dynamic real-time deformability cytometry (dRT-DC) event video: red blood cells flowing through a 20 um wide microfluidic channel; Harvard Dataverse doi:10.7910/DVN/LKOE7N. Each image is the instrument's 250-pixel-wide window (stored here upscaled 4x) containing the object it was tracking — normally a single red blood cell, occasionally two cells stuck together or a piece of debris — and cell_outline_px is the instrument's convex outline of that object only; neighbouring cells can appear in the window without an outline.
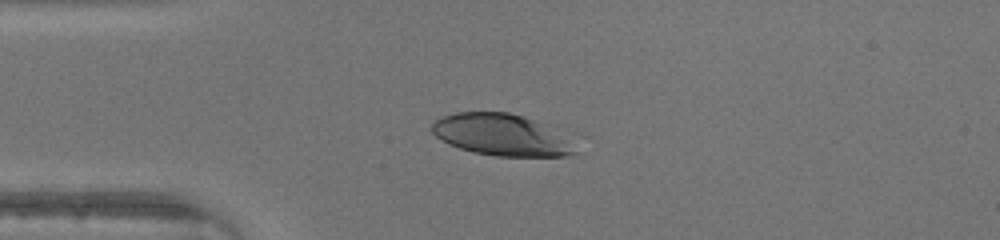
{"species": "human", "species_latin": "Homo sapiens", "temperature_condition": "warm", "stored_images_in_passage": 36, "camera_frame_rate_fps": 3000, "um_per_image_px": 0.085, "donor": {"sex": "male"}, "frame": {"image": 1, "passage_image": 1, "time_ms": 0.0, "image_size_px": [1000, 240], "cell_outline_px": [[576, 152], [568, 156], [496, 156], [472, 152], [448, 144], [436, 136], [432, 132], [432, 120], [440, 116], [456, 112], [508, 112], [524, 116], [548, 124]], "centroid_in_image_um": [42.5, 11.44], "position_along_channel_um": 42.5, "area_um2": 34.45}}
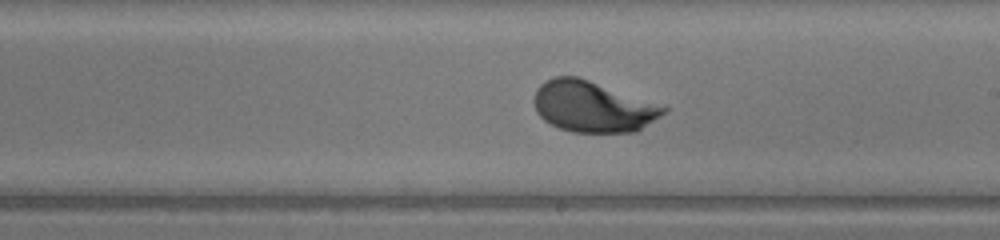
{"frame": {"image": 2, "passage_image": 16, "time_ms": 5.0, "image_size_px": [1000, 240], "cell_outline_px": [[668, 108], [660, 116], [636, 132], [572, 132], [560, 128], [544, 120], [536, 112], [532, 100], [536, 88], [544, 80], [552, 76], [576, 76], [668, 104]], "centroid_in_image_um": [50.42, 9.03], "position_along_channel_um": 238.6, "area_um2": 39.3}}
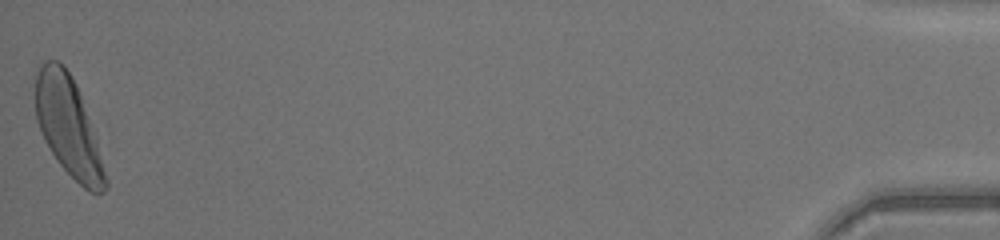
{"frame": {"image": 3, "passage_image": 36, "time_ms": 11.667, "image_size_px": [1000, 240], "cell_outline_px": [[108, 188], [104, 192], [88, 192], [56, 160], [44, 140], [36, 120], [36, 76], [40, 64], [44, 60], [56, 60], [64, 64], [72, 76], [76, 84], [96, 132], [108, 180]], "centroid_in_image_um": [5.84, 10.75], "position_along_channel_um": 429.4, "area_um2": 40.81}}